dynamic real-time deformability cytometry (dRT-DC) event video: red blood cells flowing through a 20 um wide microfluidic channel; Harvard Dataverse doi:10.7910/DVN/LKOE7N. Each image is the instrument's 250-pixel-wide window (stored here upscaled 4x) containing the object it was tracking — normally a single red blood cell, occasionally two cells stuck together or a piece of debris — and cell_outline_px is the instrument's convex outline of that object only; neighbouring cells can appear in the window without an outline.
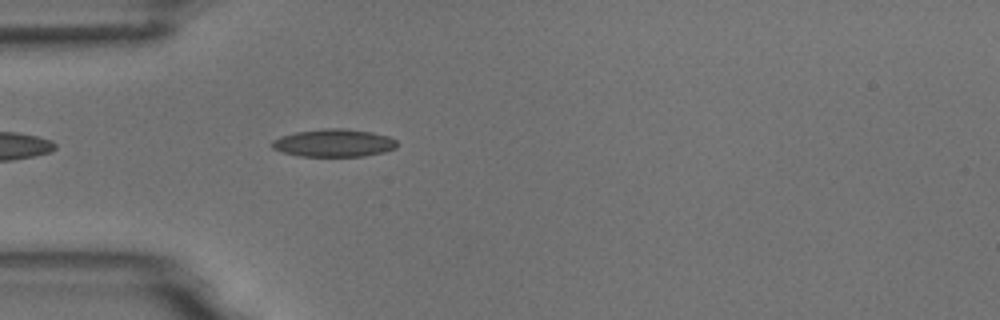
{"species": "common noctule bat (a hibernating species)", "species_latin": "Nyctalus noctula", "temperature_condition": "room temperature", "stored_images_in_passage": 8, "camera_frame_rate_fps": 3000, "um_per_image_px": 0.085, "animal": {"sex": "male", "body_mass_g": 18.8}, "frame": {"image": 1, "passage_image": 1, "time_ms": 0.0, "image_size_px": [1000, 320], "cell_outline_px": [[396, 148], [384, 152], [364, 156], [300, 156], [284, 152], [272, 148], [272, 140], [280, 136], [296, 132], [324, 128], [344, 128], [372, 132], [388, 136], [396, 140]], "centroid_in_image_um": [28.38, 12.14], "position_along_channel_um": 56.6, "area_um2": 20.17}}